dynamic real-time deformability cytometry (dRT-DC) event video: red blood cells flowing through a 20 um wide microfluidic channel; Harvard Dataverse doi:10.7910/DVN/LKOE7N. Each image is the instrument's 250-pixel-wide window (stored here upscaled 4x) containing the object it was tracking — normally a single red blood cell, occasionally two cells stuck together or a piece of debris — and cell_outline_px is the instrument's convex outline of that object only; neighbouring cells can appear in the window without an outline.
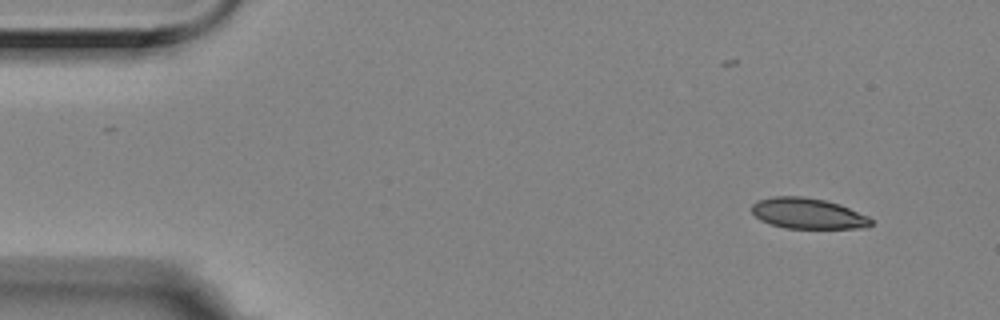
{"species": "Egyptian fruit bat (a non-hibernating species)", "species_latin": "Rousettus aegyptiacus", "temperature_condition": "room temperature", "stored_images_in_passage": 6, "segment_of_instrument_passage": [2, 2], "camera_frame_rate_fps": 3000, "um_per_image_px": 0.085, "animal": {"sex": "female"}, "frame": {"image": 1, "passage_image": 6, "time_ms": 1.667, "image_size_px": [1000, 320], "cell_outline_px": [[872, 224], [868, 228], [784, 228], [760, 220], [752, 212], [752, 204], [760, 200], [772, 196], [800, 196], [824, 200], [840, 204], [868, 216], [872, 220]], "centroid_in_image_um": [68.69, 18.15], "position_along_channel_um": 16.3, "area_um2": 21.27}}